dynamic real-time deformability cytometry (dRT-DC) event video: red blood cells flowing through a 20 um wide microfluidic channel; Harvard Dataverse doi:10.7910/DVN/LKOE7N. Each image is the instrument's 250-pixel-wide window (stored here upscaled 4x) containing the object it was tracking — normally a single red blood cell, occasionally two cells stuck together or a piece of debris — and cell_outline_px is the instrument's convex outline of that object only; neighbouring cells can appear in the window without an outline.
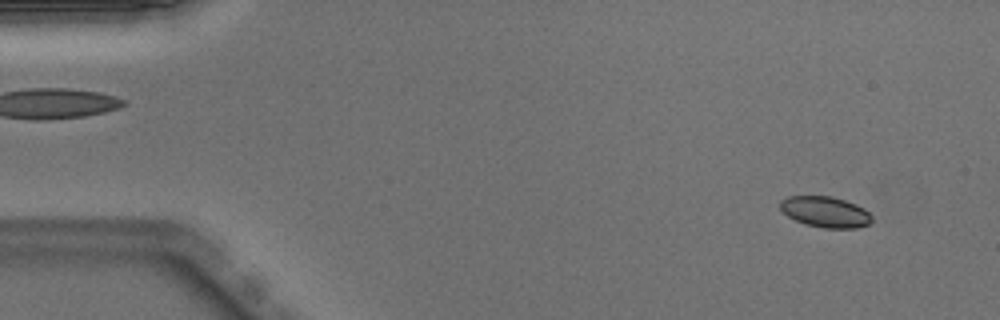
{"species": "Egyptian fruit bat (a non-hibernating species)", "species_latin": "Rousettus aegyptiacus", "temperature_condition": "warm", "stored_images_in_passage": 50, "camera_frame_rate_fps": 3000, "um_per_image_px": 0.085, "animal": {"sex": "male"}, "frame": {"image": 1, "passage_image": 4, "time_ms": 1.0, "image_size_px": [1000, 320], "cell_outline_px": [[872, 220], [868, 224], [856, 228], [824, 228], [804, 224], [788, 216], [780, 208], [780, 200], [788, 196], [832, 196], [856, 204], [864, 208], [872, 216]], "centroid_in_image_um": [70.15, 18.01], "position_along_channel_um": 14.8, "area_um2": 16.47}}
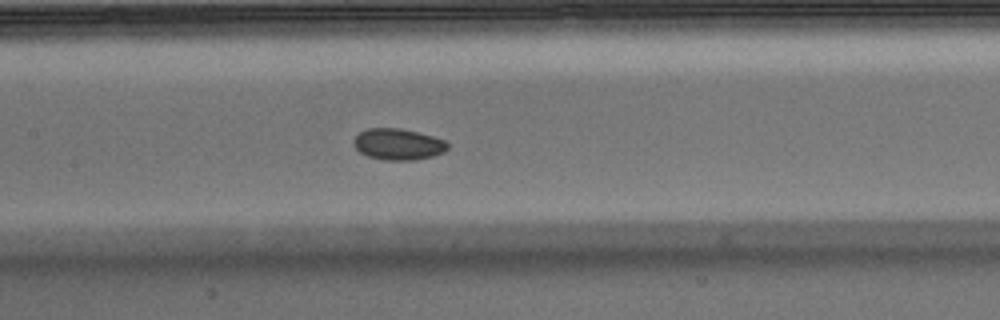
{"frame": {"image": 2, "passage_image": 24, "time_ms": 7.667, "image_size_px": [1000, 320], "cell_outline_px": [[448, 148], [444, 152], [432, 156], [416, 160], [384, 160], [368, 156], [360, 152], [352, 144], [352, 140], [360, 132], [368, 128], [400, 128], [420, 132], [444, 140], [448, 144]], "centroid_in_image_um": [33.83, 12.26], "position_along_channel_um": 173.6, "area_um2": 17.22}}
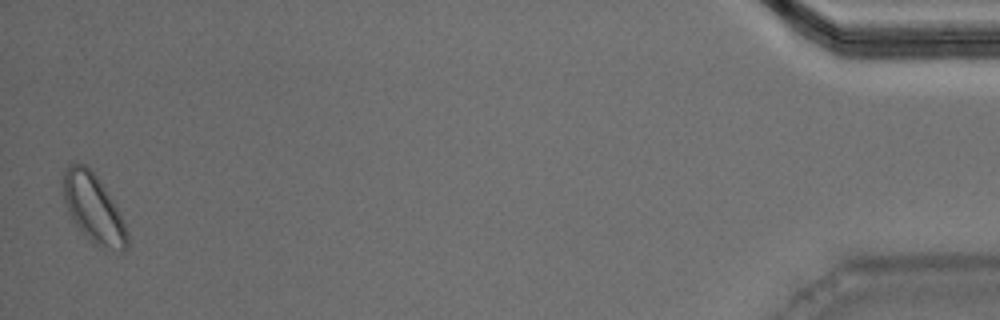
{"frame": {"image": 3, "passage_image": 50, "time_ms": 16.333, "image_size_px": [1000, 320], "cell_outline_px": [[128, 248], [124, 252], [104, 252], [92, 244], [84, 236], [72, 220], [68, 212], [64, 200], [60, 180], [64, 168], [72, 160], [84, 164], [92, 168], [120, 212], [128, 232]], "centroid_in_image_um": [7.92, 17.74], "position_along_channel_um": 427.3, "area_um2": 27.05}}